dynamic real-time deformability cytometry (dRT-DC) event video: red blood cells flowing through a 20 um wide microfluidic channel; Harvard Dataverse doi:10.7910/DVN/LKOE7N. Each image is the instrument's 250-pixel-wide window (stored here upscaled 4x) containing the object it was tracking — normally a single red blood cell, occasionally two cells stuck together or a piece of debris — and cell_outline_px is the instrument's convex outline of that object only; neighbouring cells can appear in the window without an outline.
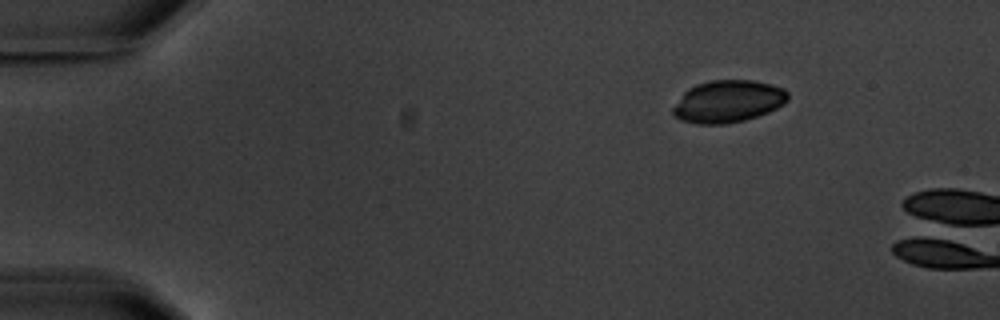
{"species": "common noctule bat (a hibernating species)", "species_latin": "Nyctalus noctula", "temperature_condition": "warm", "stored_images_in_passage": 2, "camera_frame_rate_fps": 3000, "um_per_image_px": 0.085, "animal": {"sex": "male", "body_mass_g": 20.1, "forearm_length_mm": 53.5}, "frame": {"image": 1, "passage_image": 1, "time_ms": 0.0, "image_size_px": [1000, 320], "cell_outline_px": [[788, 100], [784, 104], [768, 112], [744, 120], [724, 124], [696, 124], [680, 120], [672, 116], [672, 108], [684, 92], [688, 88], [696, 84], [712, 80], [752, 80], [772, 84], [784, 88], [788, 92]], "centroid_in_image_um": [61.87, 8.62], "position_along_channel_um": 23.1, "area_um2": 28.44}}